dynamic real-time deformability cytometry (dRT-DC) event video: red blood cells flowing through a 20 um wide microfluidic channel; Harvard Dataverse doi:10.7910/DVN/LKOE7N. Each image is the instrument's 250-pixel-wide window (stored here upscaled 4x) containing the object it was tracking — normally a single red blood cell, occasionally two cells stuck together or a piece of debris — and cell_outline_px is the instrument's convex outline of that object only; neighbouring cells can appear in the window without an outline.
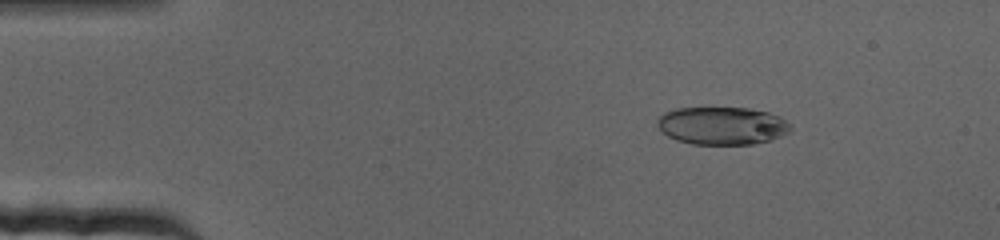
{"species": "human", "species_latin": "Homo sapiens", "temperature_condition": "cold", "stored_images_in_passage": 70, "camera_frame_rate_fps": 3000, "um_per_image_px": 0.085, "donor": {"sex": "female"}, "frame": {"image": 1, "passage_image": 10, "time_ms": 3.0, "image_size_px": [1000, 240], "cell_outline_px": [[792, 128], [788, 132], [772, 140], [752, 144], [692, 144], [676, 140], [668, 136], [656, 124], [656, 120], [664, 112], [676, 108], [748, 108], [768, 112], [780, 116], [792, 124]], "centroid_in_image_um": [61.4, 10.68], "position_along_channel_um": 23.6, "area_um2": 29.48}}
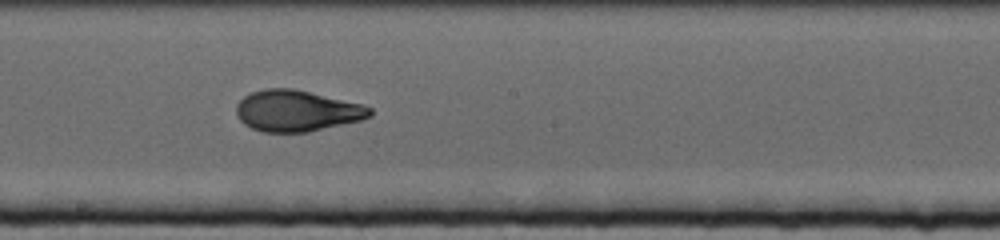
{"frame": {"image": 2, "passage_image": 39, "time_ms": 12.667, "image_size_px": [1000, 240], "cell_outline_px": [[372, 116], [360, 120], [308, 132], [260, 132], [244, 124], [240, 120], [236, 112], [236, 104], [244, 96], [252, 92], [264, 88], [292, 88], [360, 104], [372, 108]], "centroid_in_image_um": [25.19, 9.42], "position_along_channel_um": 223.0, "area_um2": 31.85}}
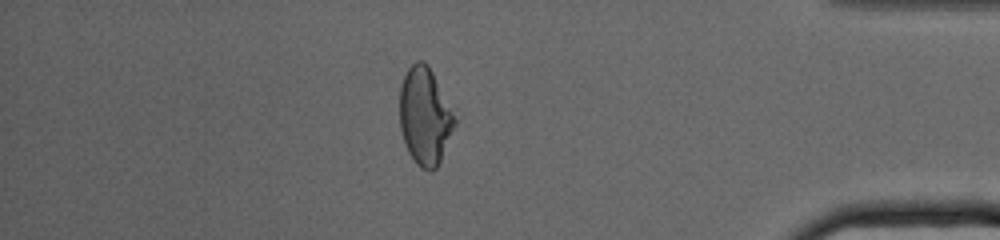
{"frame": {"image": 3, "passage_image": 61, "time_ms": 20.0, "image_size_px": [1000, 240], "cell_outline_px": [[456, 124], [440, 160], [436, 168], [432, 172], [420, 168], [416, 164], [408, 152], [400, 128], [400, 88], [404, 76], [408, 68], [416, 60], [424, 60], [428, 64], [456, 120]], "centroid_in_image_um": [36.09, 9.89], "position_along_channel_um": 399.1, "area_um2": 30.81}}